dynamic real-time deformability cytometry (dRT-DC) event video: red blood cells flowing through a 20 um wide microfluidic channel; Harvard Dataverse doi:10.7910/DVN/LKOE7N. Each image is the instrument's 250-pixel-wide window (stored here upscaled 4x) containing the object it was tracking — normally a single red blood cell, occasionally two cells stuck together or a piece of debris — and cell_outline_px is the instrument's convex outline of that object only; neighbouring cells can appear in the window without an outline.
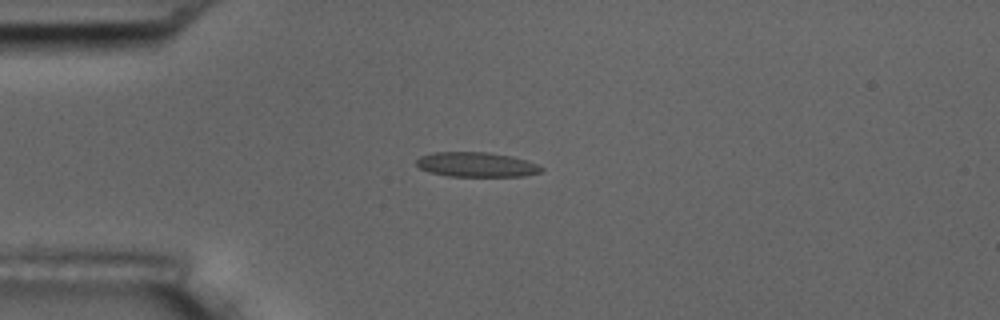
{"species": "common noctule bat (a hibernating species)", "species_latin": "Nyctalus noctula", "temperature_condition": "room temperature", "stored_images_in_passage": 11, "camera_frame_rate_fps": 3000, "um_per_image_px": 0.085, "animal": {"sex": "male", "body_mass_g": 17.5, "forearm_length_mm": 52.3}, "frame": {"image": 1, "passage_image": 4, "time_ms": 4.0, "image_size_px": [1000, 320], "cell_outline_px": [[544, 168], [540, 172], [524, 176], [448, 176], [432, 172], [420, 168], [416, 164], [416, 160], [420, 156], [432, 152], [488, 152], [512, 156], [536, 164]], "centroid_in_image_um": [40.48, 13.98], "position_along_channel_um": 44.5, "area_um2": 17.86}}
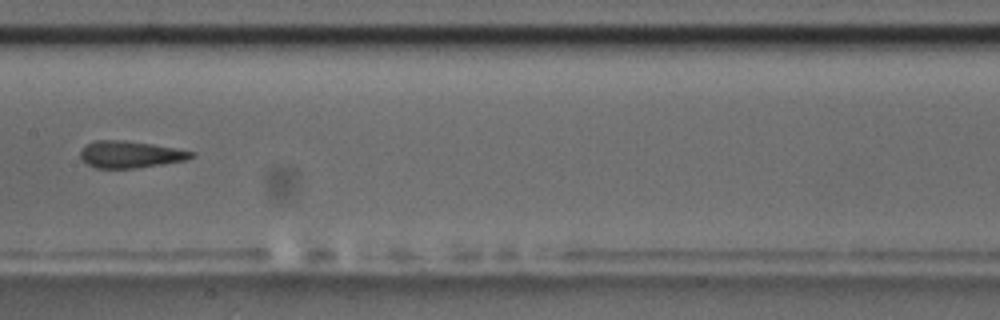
{"frame": {"image": 2, "passage_image": 8, "time_ms": 8.667, "image_size_px": [1000, 320], "cell_outline_px": [[196, 156], [188, 160], [164, 164], [136, 168], [96, 168], [88, 164], [80, 156], [80, 148], [96, 140], [124, 140], [152, 144], [196, 152]], "centroid_in_image_um": [11.11, 13.13], "position_along_channel_um": 196.3, "area_um2": 17.46}}
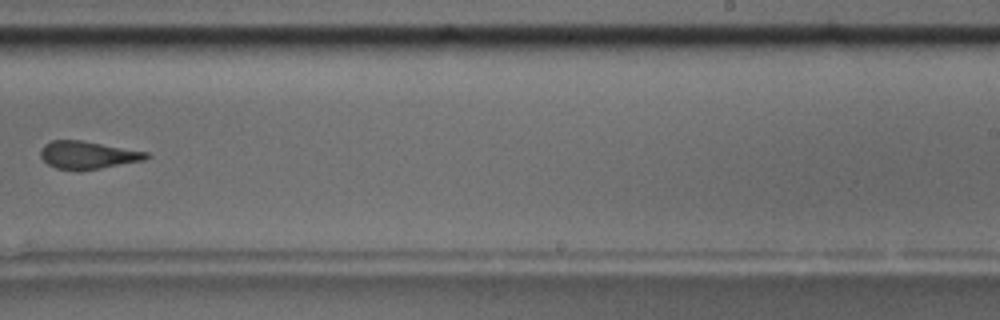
{"frame": {"image": 3, "passage_image": 10, "time_ms": 11.0, "image_size_px": [1000, 320], "cell_outline_px": [[148, 156], [144, 160], [100, 168], [56, 168], [48, 164], [40, 156], [40, 148], [44, 144], [52, 140], [84, 140], [148, 152]], "centroid_in_image_um": [7.44, 13.13], "position_along_channel_um": 281.6, "area_um2": 16.65}}